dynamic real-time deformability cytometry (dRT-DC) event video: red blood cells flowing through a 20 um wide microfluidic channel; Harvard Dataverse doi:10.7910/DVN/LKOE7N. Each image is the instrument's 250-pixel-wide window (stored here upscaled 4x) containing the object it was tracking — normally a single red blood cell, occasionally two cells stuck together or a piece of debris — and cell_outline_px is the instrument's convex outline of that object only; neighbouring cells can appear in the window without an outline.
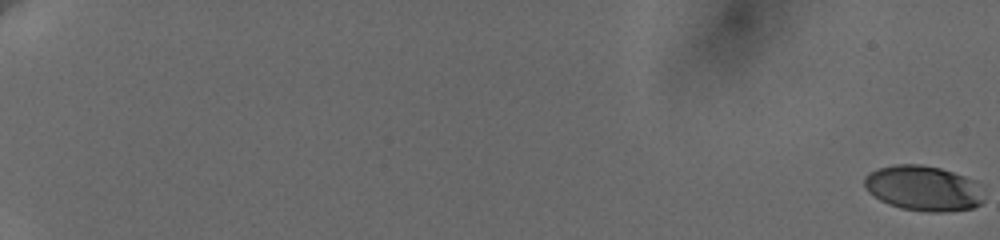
{"species": "human", "species_latin": "Homo sapiens", "temperature_condition": "cold", "stored_images_in_passage": 18, "camera_frame_rate_fps": 3000, "um_per_image_px": 0.085, "donor": {"sex": "female"}, "frame": {"image": 1, "passage_image": 1, "time_ms": 0.0, "image_size_px": [1000, 240], "cell_outline_px": [[984, 200], [980, 204], [972, 208], [948, 212], [924, 212], [900, 208], [888, 204], [880, 200], [868, 192], [864, 188], [864, 176], [868, 172], [880, 168], [896, 164], [920, 164], [940, 168], [976, 180], [984, 184]], "centroid_in_image_um": [78.53, 16.01], "position_along_channel_um": 6.5, "area_um2": 32.19}}
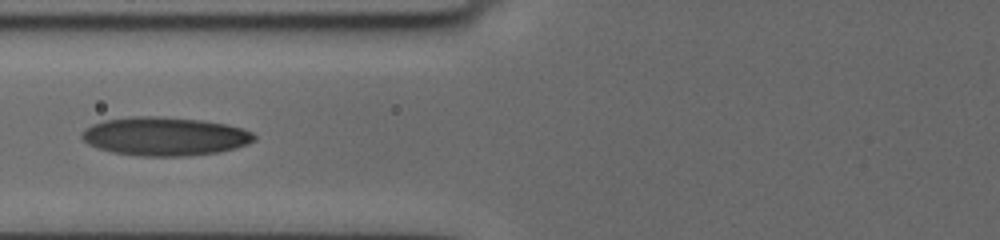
{"frame": {"image": 2, "passage_image": 16, "time_ms": 9.667, "image_size_px": [1000, 240], "cell_outline_px": [[256, 140], [248, 144], [236, 148], [220, 152], [188, 156], [140, 156], [112, 152], [96, 148], [88, 144], [80, 136], [80, 132], [84, 128], [92, 124], [104, 120], [132, 116], [156, 116], [204, 120], [228, 124], [244, 128], [252, 132], [256, 136]], "centroid_in_image_um": [14.02, 11.59], "position_along_channel_um": 111.8, "area_um2": 39.3}}
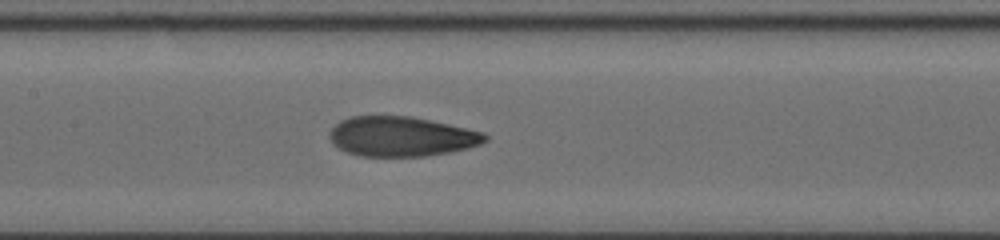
{"frame": {"image": 3, "passage_image": 18, "time_ms": 11.333, "image_size_px": [1000, 240], "cell_outline_px": [[488, 140], [480, 144], [468, 148], [452, 152], [424, 156], [360, 156], [348, 152], [332, 144], [328, 136], [328, 132], [340, 120], [352, 116], [412, 116], [484, 132], [488, 136]], "centroid_in_image_um": [34.11, 11.6], "position_along_channel_um": 173.3, "area_um2": 36.18}}